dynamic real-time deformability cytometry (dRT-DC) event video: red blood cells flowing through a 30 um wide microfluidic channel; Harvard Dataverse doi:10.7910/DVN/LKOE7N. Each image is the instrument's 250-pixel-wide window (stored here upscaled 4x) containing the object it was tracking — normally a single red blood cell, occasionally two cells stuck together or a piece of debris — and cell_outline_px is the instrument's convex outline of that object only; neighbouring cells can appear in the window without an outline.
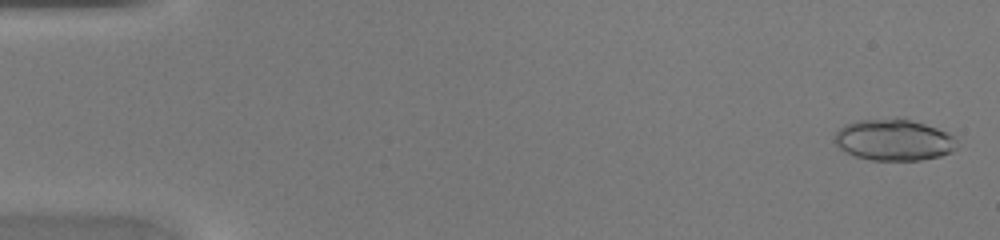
{"species": "common noctule bat (a hibernating species)", "species_latin": "Nyctalus noctula", "temperature_condition": "warm", "stored_images_in_passage": 44, "camera_frame_rate_fps": 3000, "um_per_image_px": 0.085, "animal": {"sex": "female", "body_mass_g": 20.0, "forearm_length_mm": 54.0}, "frame": {"image": 1, "passage_image": 1, "time_ms": 0.0, "image_size_px": [1000, 240], "cell_outline_px": [[956, 148], [952, 152], [940, 156], [920, 160], [872, 160], [856, 156], [844, 152], [832, 140], [832, 136], [844, 124], [856, 120], [896, 116], [924, 124], [948, 132], [956, 140]], "centroid_in_image_um": [75.92, 11.87], "position_along_channel_um": 9.1, "area_um2": 30.0}}
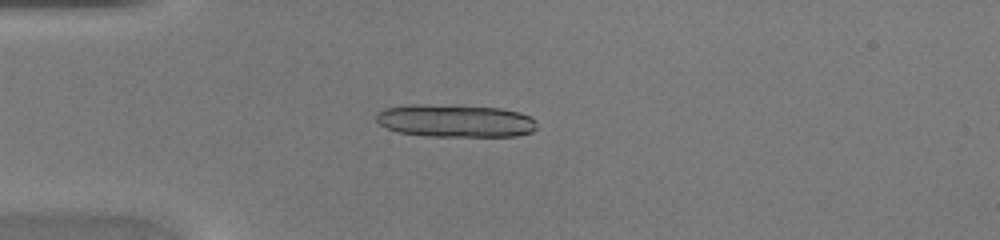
{"frame": {"image": 2, "passage_image": 12, "time_ms": 3.667, "image_size_px": [1000, 240], "cell_outline_px": [[536, 128], [532, 132], [516, 136], [424, 136], [396, 132], [380, 124], [376, 120], [376, 112], [384, 108], [408, 104], [456, 104], [500, 108], [520, 112], [536, 120]], "centroid_in_image_um": [38.67, 10.25], "position_along_channel_um": 46.3, "area_um2": 31.27}}